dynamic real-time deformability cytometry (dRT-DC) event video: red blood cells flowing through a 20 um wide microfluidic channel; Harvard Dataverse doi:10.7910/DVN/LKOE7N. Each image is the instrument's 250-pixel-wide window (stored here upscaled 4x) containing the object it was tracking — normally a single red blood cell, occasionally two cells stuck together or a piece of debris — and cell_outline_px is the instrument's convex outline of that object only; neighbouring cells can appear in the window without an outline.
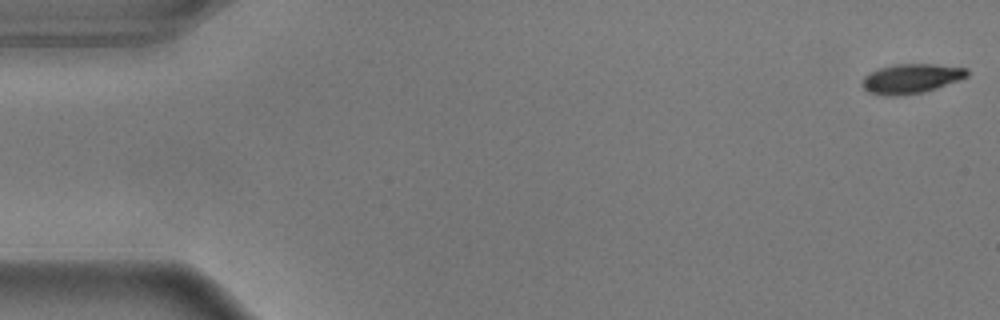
{"species": "common noctule bat (a hibernating species)", "species_latin": "Nyctalus noctula", "temperature_condition": "warm", "stored_images_in_passage": 57, "camera_frame_rate_fps": 3000, "um_per_image_px": 0.085, "animal": {"sex": "male", "body_mass_g": 17.9}, "frame": {"image": 1, "passage_image": 1, "time_ms": 0.0, "image_size_px": [1000, 320], "cell_outline_px": [[968, 76], [960, 80], [924, 92], [900, 96], [884, 96], [868, 92], [860, 84], [864, 76], [880, 68], [896, 64], [932, 64], [968, 68]], "centroid_in_image_um": [77.44, 6.69], "position_along_channel_um": 7.6, "area_um2": 18.15}}
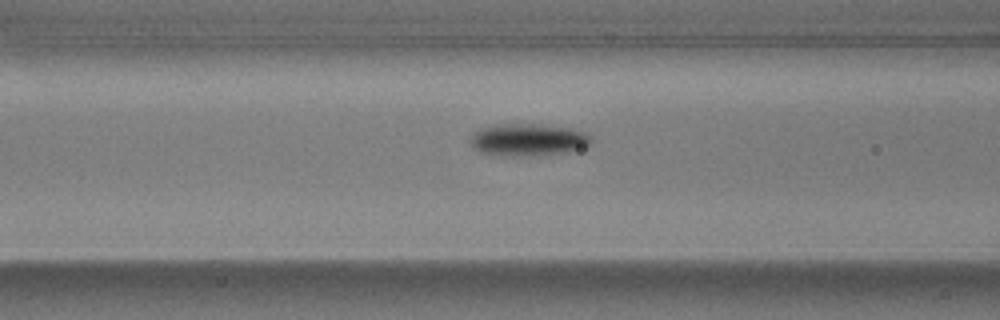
{"frame": {"image": 2, "passage_image": 22, "time_ms": 7.0, "image_size_px": [1000, 320], "cell_outline_px": [[592, 144], [564, 152], [508, 156], [480, 152], [472, 144], [472, 136], [480, 128], [496, 124], [536, 124], [572, 128], [584, 132], [592, 136]], "centroid_in_image_um": [44.91, 11.85], "position_along_channel_um": 121.7, "area_um2": 22.14}}
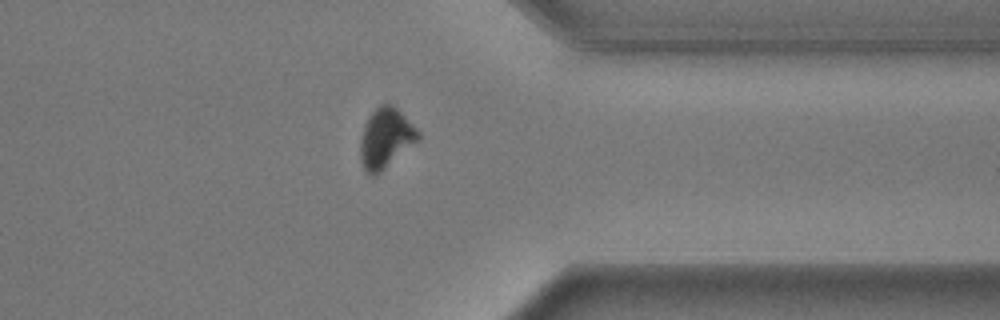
{"frame": {"image": 3, "passage_image": 44, "time_ms": 14.333, "image_size_px": [1000, 320], "cell_outline_px": [[420, 140], [376, 176], [368, 176], [360, 160], [360, 140], [364, 124], [368, 116], [380, 104], [392, 104], [420, 132]], "centroid_in_image_um": [32.77, 11.78], "position_along_channel_um": 378.6, "area_um2": 20.4}, "authors_computed_cell_mechanics": {"area_um2": 20.2878, "velocity_mm_per_s": 3.6118, "shape_relaxation_time_tau1_ms": 2.6425, "shape_relaxation_time_tau2_ms": null, "deformation_change_tau1": 0.1888, "deformation_change_tau2": null}}